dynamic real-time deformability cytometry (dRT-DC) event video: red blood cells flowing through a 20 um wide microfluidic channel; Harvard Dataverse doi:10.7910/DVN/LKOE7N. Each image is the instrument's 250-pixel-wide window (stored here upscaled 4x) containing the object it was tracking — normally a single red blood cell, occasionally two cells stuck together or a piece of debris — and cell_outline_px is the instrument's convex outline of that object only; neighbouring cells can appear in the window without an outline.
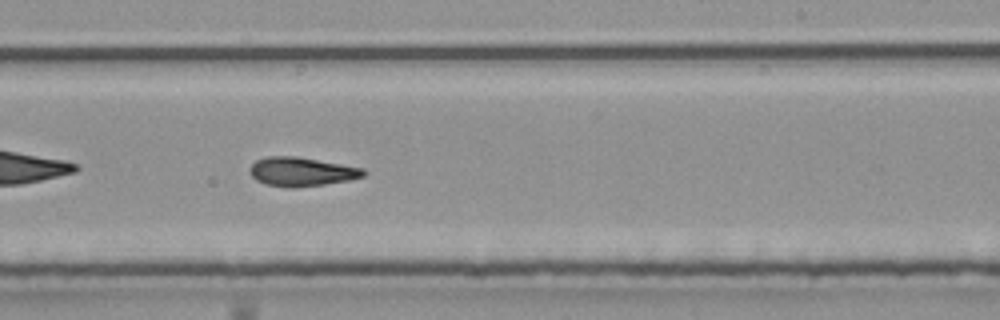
{"species": "common noctule bat (a hibernating species)", "species_latin": "Nyctalus noctula", "temperature_condition": "room temperature", "stored_images_in_passage": 50, "camera_frame_rate_fps": 3000, "um_per_image_px": 0.085, "animal": {"sex": "male", "body_mass_g": 20.4}, "frame": {"image": 1, "passage_image": 29, "time_ms": 9.333, "image_size_px": [1000, 320], "cell_outline_px": [[368, 172], [364, 176], [348, 180], [324, 184], [296, 188], [288, 188], [268, 184], [256, 180], [248, 172], [248, 168], [256, 160], [268, 156], [296, 156], [364, 168]], "centroid_in_image_um": [25.62, 14.59], "position_along_channel_um": 263.4, "area_um2": 19.25}}
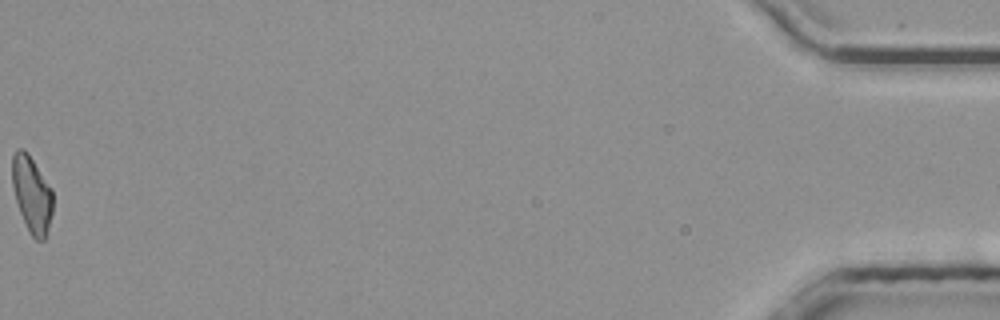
{"frame": {"image": 2, "passage_image": 50, "time_ms": 16.333, "image_size_px": [1000, 320], "cell_outline_px": [[52, 212], [48, 228], [44, 240], [36, 240], [28, 232], [20, 212], [16, 200], [12, 184], [12, 152], [16, 148], [24, 148], [28, 152], [52, 188]], "centroid_in_image_um": [2.69, 16.47], "position_along_channel_um": 432.5, "area_um2": 18.26}, "authors_computed_cell_mechanics": {"area_um2": 18.9295, "velocity_mm_per_s": 3.943, "shape_relaxation_time_tau1_ms": null, "shape_relaxation_time_tau2_ms": 5.1219, "deformation_change_tau1": null, "deformation_change_tau2": 0.1506}}